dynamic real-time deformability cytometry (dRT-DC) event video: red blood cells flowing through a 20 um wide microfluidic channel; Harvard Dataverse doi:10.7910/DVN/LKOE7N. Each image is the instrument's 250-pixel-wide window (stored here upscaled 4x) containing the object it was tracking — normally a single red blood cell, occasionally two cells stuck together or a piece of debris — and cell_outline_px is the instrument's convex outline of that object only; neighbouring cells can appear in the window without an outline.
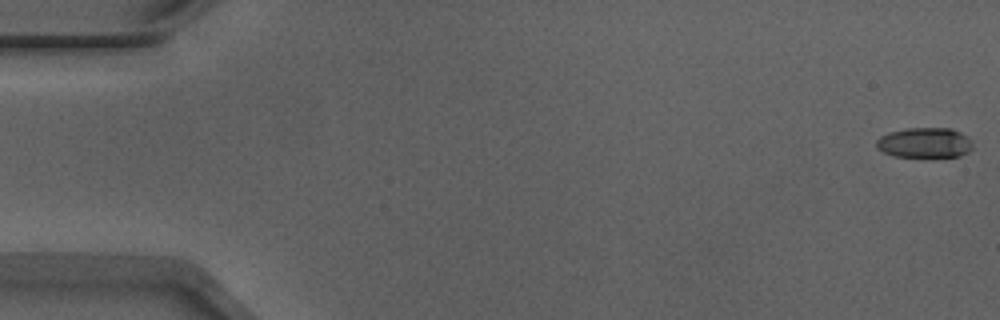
{"species": "Egyptian fruit bat (a non-hibernating species)", "species_latin": "Rousettus aegyptiacus", "temperature_condition": "warm", "stored_images_in_passage": 54, "segment_of_instrument_passage": [1, 2], "camera_frame_rate_fps": 3000, "um_per_image_px": 0.085, "animal": {"sex": "male"}, "frame": {"image": 1, "passage_image": 1, "time_ms": 0.0, "image_size_px": [1000, 320], "cell_outline_px": [[972, 148], [968, 152], [960, 156], [892, 156], [876, 148], [876, 140], [880, 136], [888, 132], [904, 128], [952, 128], [968, 136], [972, 140]], "centroid_in_image_um": [78.59, 12.11], "position_along_channel_um": 6.4, "area_um2": 17.05}}
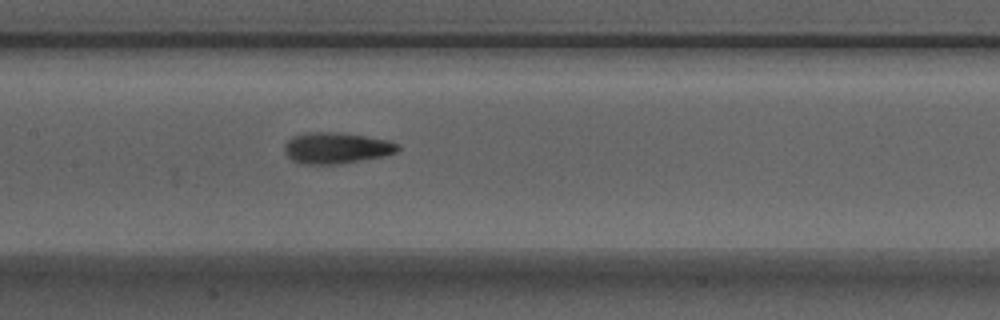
{"frame": {"image": 2, "passage_image": 26, "time_ms": 8.333, "image_size_px": [1000, 320], "cell_outline_px": [[400, 148], [396, 152], [380, 156], [340, 164], [296, 164], [284, 152], [284, 144], [292, 136], [312, 132], [332, 132], [364, 136], [388, 140], [400, 144]], "centroid_in_image_um": [28.54, 12.59], "position_along_channel_um": 178.9, "area_um2": 20.46}}
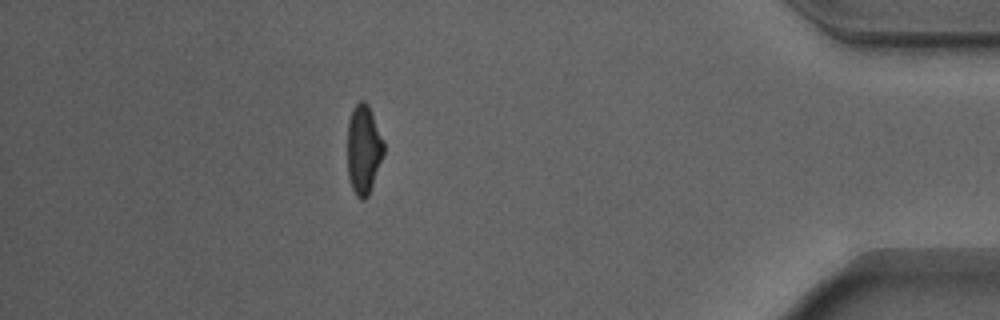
{"frame": {"image": 3, "passage_image": 47, "time_ms": 15.333, "image_size_px": [1000, 320], "cell_outline_px": [[384, 152], [368, 196], [364, 200], [360, 200], [356, 196], [352, 188], [348, 176], [348, 120], [356, 104], [360, 100], [364, 100], [368, 104], [384, 144]], "centroid_in_image_um": [30.89, 12.72], "position_along_channel_um": 404.3, "area_um2": 18.55}}